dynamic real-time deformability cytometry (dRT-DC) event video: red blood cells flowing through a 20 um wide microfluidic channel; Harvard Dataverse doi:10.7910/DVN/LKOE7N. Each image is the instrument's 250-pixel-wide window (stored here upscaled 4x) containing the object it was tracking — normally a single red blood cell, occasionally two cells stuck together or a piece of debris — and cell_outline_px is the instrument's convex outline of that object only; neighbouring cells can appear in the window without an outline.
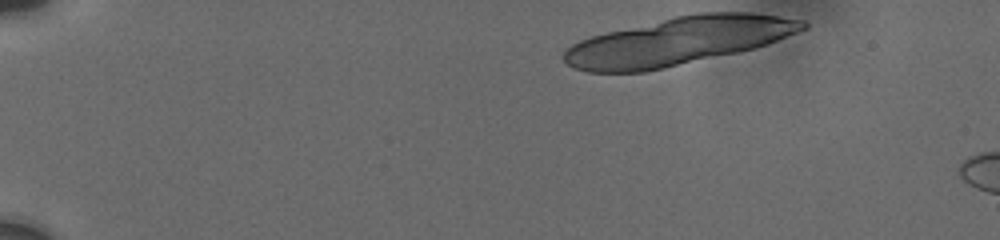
{"species": "human", "species_latin": "Homo sapiens", "temperature_condition": "cold", "stored_images_in_passage": 11, "camera_frame_rate_fps": 3000, "um_per_image_px": 0.085, "donor": {"sex": "male"}, "frame": {"image": 1, "passage_image": 1, "time_ms": 0.0, "image_size_px": [1000, 240], "cell_outline_px": [[808, 28], [776, 40], [752, 48], [736, 52], [664, 68], [644, 72], [588, 72], [576, 68], [568, 64], [560, 56], [572, 44], [580, 40], [592, 36], [608, 32], [676, 16], [700, 12], [752, 12], [780, 16], [804, 20], [808, 24]], "centroid_in_image_um": [57.65, 3.49], "position_along_channel_um": 27.4, "area_um2": 65.78}}
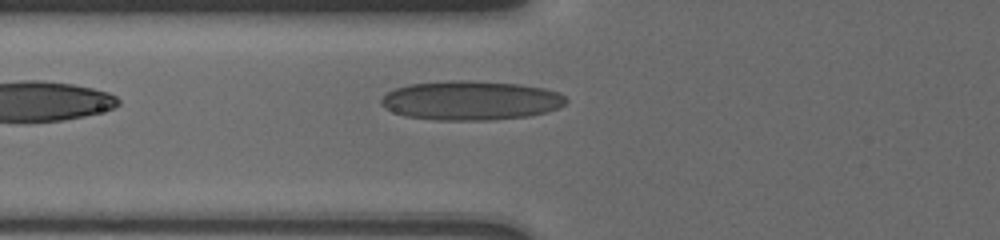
{"frame": {"image": 2, "passage_image": 11, "time_ms": 5.0, "image_size_px": [1000, 240], "cell_outline_px": [[568, 100], [564, 104], [548, 112], [528, 116], [492, 120], [436, 120], [404, 116], [384, 108], [380, 104], [380, 100], [388, 92], [396, 88], [408, 84], [452, 80], [464, 80], [520, 84], [544, 88], [560, 92]], "centroid_in_image_um": [40.01, 8.54], "position_along_channel_um": 85.8, "area_um2": 42.43}}